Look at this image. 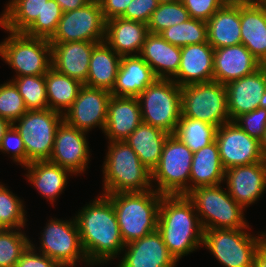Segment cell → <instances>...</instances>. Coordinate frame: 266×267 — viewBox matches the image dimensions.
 <instances>
[{"mask_svg": "<svg viewBox=\"0 0 266 267\" xmlns=\"http://www.w3.org/2000/svg\"><path fill=\"white\" fill-rule=\"evenodd\" d=\"M100 195L75 215L81 245L90 265L114 260L125 246L112 202Z\"/></svg>", "mask_w": 266, "mask_h": 267, "instance_id": "cell-1", "label": "cell"}, {"mask_svg": "<svg viewBox=\"0 0 266 267\" xmlns=\"http://www.w3.org/2000/svg\"><path fill=\"white\" fill-rule=\"evenodd\" d=\"M157 230L177 262L203 244V228L186 195L162 196Z\"/></svg>", "mask_w": 266, "mask_h": 267, "instance_id": "cell-2", "label": "cell"}, {"mask_svg": "<svg viewBox=\"0 0 266 267\" xmlns=\"http://www.w3.org/2000/svg\"><path fill=\"white\" fill-rule=\"evenodd\" d=\"M105 196L112 202L125 244L157 230L163 194L151 189L144 192H121Z\"/></svg>", "mask_w": 266, "mask_h": 267, "instance_id": "cell-3", "label": "cell"}, {"mask_svg": "<svg viewBox=\"0 0 266 267\" xmlns=\"http://www.w3.org/2000/svg\"><path fill=\"white\" fill-rule=\"evenodd\" d=\"M103 166V195L153 189L152 172L125 141L108 142Z\"/></svg>", "mask_w": 266, "mask_h": 267, "instance_id": "cell-4", "label": "cell"}, {"mask_svg": "<svg viewBox=\"0 0 266 267\" xmlns=\"http://www.w3.org/2000/svg\"><path fill=\"white\" fill-rule=\"evenodd\" d=\"M220 185L200 186L186 194L203 230L246 228L245 210Z\"/></svg>", "mask_w": 266, "mask_h": 267, "instance_id": "cell-5", "label": "cell"}, {"mask_svg": "<svg viewBox=\"0 0 266 267\" xmlns=\"http://www.w3.org/2000/svg\"><path fill=\"white\" fill-rule=\"evenodd\" d=\"M142 122L173 134L181 110V87L172 79L157 78L138 96Z\"/></svg>", "mask_w": 266, "mask_h": 267, "instance_id": "cell-6", "label": "cell"}, {"mask_svg": "<svg viewBox=\"0 0 266 267\" xmlns=\"http://www.w3.org/2000/svg\"><path fill=\"white\" fill-rule=\"evenodd\" d=\"M7 32L10 35L0 43V57L14 69L15 77L45 75L52 67L49 39Z\"/></svg>", "mask_w": 266, "mask_h": 267, "instance_id": "cell-7", "label": "cell"}, {"mask_svg": "<svg viewBox=\"0 0 266 267\" xmlns=\"http://www.w3.org/2000/svg\"><path fill=\"white\" fill-rule=\"evenodd\" d=\"M243 229L203 230V246L223 267H253L254 255L263 243V233L253 236Z\"/></svg>", "mask_w": 266, "mask_h": 267, "instance_id": "cell-8", "label": "cell"}, {"mask_svg": "<svg viewBox=\"0 0 266 267\" xmlns=\"http://www.w3.org/2000/svg\"><path fill=\"white\" fill-rule=\"evenodd\" d=\"M181 117L207 122L217 128L230 122L225 85L217 81L181 87Z\"/></svg>", "mask_w": 266, "mask_h": 267, "instance_id": "cell-9", "label": "cell"}, {"mask_svg": "<svg viewBox=\"0 0 266 267\" xmlns=\"http://www.w3.org/2000/svg\"><path fill=\"white\" fill-rule=\"evenodd\" d=\"M193 152L173 134L165 140L157 167L152 171L154 189L163 195H186L189 192Z\"/></svg>", "mask_w": 266, "mask_h": 267, "instance_id": "cell-10", "label": "cell"}, {"mask_svg": "<svg viewBox=\"0 0 266 267\" xmlns=\"http://www.w3.org/2000/svg\"><path fill=\"white\" fill-rule=\"evenodd\" d=\"M62 121V114L48 108L28 110L12 123L24 142L26 166L33 161L49 160L56 131Z\"/></svg>", "mask_w": 266, "mask_h": 267, "instance_id": "cell-11", "label": "cell"}, {"mask_svg": "<svg viewBox=\"0 0 266 267\" xmlns=\"http://www.w3.org/2000/svg\"><path fill=\"white\" fill-rule=\"evenodd\" d=\"M48 222L41 233L39 253L57 261L62 267H76V262L80 260L89 265L81 245L75 218L73 217V220L51 218Z\"/></svg>", "mask_w": 266, "mask_h": 267, "instance_id": "cell-12", "label": "cell"}, {"mask_svg": "<svg viewBox=\"0 0 266 267\" xmlns=\"http://www.w3.org/2000/svg\"><path fill=\"white\" fill-rule=\"evenodd\" d=\"M106 20L98 0H91L84 7L64 12L49 42H103Z\"/></svg>", "mask_w": 266, "mask_h": 267, "instance_id": "cell-13", "label": "cell"}, {"mask_svg": "<svg viewBox=\"0 0 266 267\" xmlns=\"http://www.w3.org/2000/svg\"><path fill=\"white\" fill-rule=\"evenodd\" d=\"M216 143L225 170L265 160L260 141L249 136L234 121L217 128Z\"/></svg>", "mask_w": 266, "mask_h": 267, "instance_id": "cell-14", "label": "cell"}, {"mask_svg": "<svg viewBox=\"0 0 266 267\" xmlns=\"http://www.w3.org/2000/svg\"><path fill=\"white\" fill-rule=\"evenodd\" d=\"M111 92L83 85L71 107L63 114V120L86 133L99 126L104 131Z\"/></svg>", "mask_w": 266, "mask_h": 267, "instance_id": "cell-15", "label": "cell"}, {"mask_svg": "<svg viewBox=\"0 0 266 267\" xmlns=\"http://www.w3.org/2000/svg\"><path fill=\"white\" fill-rule=\"evenodd\" d=\"M86 134L63 120L57 128L48 161L70 170L74 175L84 172L90 159Z\"/></svg>", "mask_w": 266, "mask_h": 267, "instance_id": "cell-16", "label": "cell"}, {"mask_svg": "<svg viewBox=\"0 0 266 267\" xmlns=\"http://www.w3.org/2000/svg\"><path fill=\"white\" fill-rule=\"evenodd\" d=\"M230 120L266 105V65L225 85Z\"/></svg>", "mask_w": 266, "mask_h": 267, "instance_id": "cell-17", "label": "cell"}, {"mask_svg": "<svg viewBox=\"0 0 266 267\" xmlns=\"http://www.w3.org/2000/svg\"><path fill=\"white\" fill-rule=\"evenodd\" d=\"M229 195L245 210L266 190V160L225 170Z\"/></svg>", "mask_w": 266, "mask_h": 267, "instance_id": "cell-18", "label": "cell"}, {"mask_svg": "<svg viewBox=\"0 0 266 267\" xmlns=\"http://www.w3.org/2000/svg\"><path fill=\"white\" fill-rule=\"evenodd\" d=\"M117 267H175L177 261L169 253L158 230L125 244Z\"/></svg>", "mask_w": 266, "mask_h": 267, "instance_id": "cell-19", "label": "cell"}, {"mask_svg": "<svg viewBox=\"0 0 266 267\" xmlns=\"http://www.w3.org/2000/svg\"><path fill=\"white\" fill-rule=\"evenodd\" d=\"M214 48L208 43L181 47V63L172 80L180 87L213 81Z\"/></svg>", "mask_w": 266, "mask_h": 267, "instance_id": "cell-20", "label": "cell"}, {"mask_svg": "<svg viewBox=\"0 0 266 267\" xmlns=\"http://www.w3.org/2000/svg\"><path fill=\"white\" fill-rule=\"evenodd\" d=\"M213 80L223 85L252 74L262 64L243 45L214 49Z\"/></svg>", "mask_w": 266, "mask_h": 267, "instance_id": "cell-21", "label": "cell"}, {"mask_svg": "<svg viewBox=\"0 0 266 267\" xmlns=\"http://www.w3.org/2000/svg\"><path fill=\"white\" fill-rule=\"evenodd\" d=\"M52 68L84 84L89 72L93 48L100 42H50Z\"/></svg>", "mask_w": 266, "mask_h": 267, "instance_id": "cell-22", "label": "cell"}, {"mask_svg": "<svg viewBox=\"0 0 266 267\" xmlns=\"http://www.w3.org/2000/svg\"><path fill=\"white\" fill-rule=\"evenodd\" d=\"M141 123L142 115L137 97L111 96L103 131L109 142L124 141Z\"/></svg>", "mask_w": 266, "mask_h": 267, "instance_id": "cell-23", "label": "cell"}, {"mask_svg": "<svg viewBox=\"0 0 266 267\" xmlns=\"http://www.w3.org/2000/svg\"><path fill=\"white\" fill-rule=\"evenodd\" d=\"M148 34L147 24L115 17L106 21L104 41L121 57L137 56Z\"/></svg>", "mask_w": 266, "mask_h": 267, "instance_id": "cell-24", "label": "cell"}, {"mask_svg": "<svg viewBox=\"0 0 266 267\" xmlns=\"http://www.w3.org/2000/svg\"><path fill=\"white\" fill-rule=\"evenodd\" d=\"M152 68L155 76L172 79L181 63V47L172 45L160 34L149 33L139 54Z\"/></svg>", "mask_w": 266, "mask_h": 267, "instance_id": "cell-25", "label": "cell"}, {"mask_svg": "<svg viewBox=\"0 0 266 267\" xmlns=\"http://www.w3.org/2000/svg\"><path fill=\"white\" fill-rule=\"evenodd\" d=\"M156 79L152 68L140 55L123 56L111 95L137 97Z\"/></svg>", "mask_w": 266, "mask_h": 267, "instance_id": "cell-26", "label": "cell"}, {"mask_svg": "<svg viewBox=\"0 0 266 267\" xmlns=\"http://www.w3.org/2000/svg\"><path fill=\"white\" fill-rule=\"evenodd\" d=\"M241 44L266 65V9L259 3L240 6Z\"/></svg>", "mask_w": 266, "mask_h": 267, "instance_id": "cell-27", "label": "cell"}, {"mask_svg": "<svg viewBox=\"0 0 266 267\" xmlns=\"http://www.w3.org/2000/svg\"><path fill=\"white\" fill-rule=\"evenodd\" d=\"M121 58L105 41L98 43L93 48L87 80L83 85L111 92Z\"/></svg>", "mask_w": 266, "mask_h": 267, "instance_id": "cell-28", "label": "cell"}, {"mask_svg": "<svg viewBox=\"0 0 266 267\" xmlns=\"http://www.w3.org/2000/svg\"><path fill=\"white\" fill-rule=\"evenodd\" d=\"M206 23L214 49L241 44L240 6L223 5Z\"/></svg>", "mask_w": 266, "mask_h": 267, "instance_id": "cell-29", "label": "cell"}, {"mask_svg": "<svg viewBox=\"0 0 266 267\" xmlns=\"http://www.w3.org/2000/svg\"><path fill=\"white\" fill-rule=\"evenodd\" d=\"M26 169L27 180L52 204L65 189L69 179L67 177L73 174L70 170L48 160L33 161L26 166Z\"/></svg>", "mask_w": 266, "mask_h": 267, "instance_id": "cell-30", "label": "cell"}, {"mask_svg": "<svg viewBox=\"0 0 266 267\" xmlns=\"http://www.w3.org/2000/svg\"><path fill=\"white\" fill-rule=\"evenodd\" d=\"M225 169L216 140L193 153L189 191L200 186H215L224 181Z\"/></svg>", "mask_w": 266, "mask_h": 267, "instance_id": "cell-31", "label": "cell"}, {"mask_svg": "<svg viewBox=\"0 0 266 267\" xmlns=\"http://www.w3.org/2000/svg\"><path fill=\"white\" fill-rule=\"evenodd\" d=\"M168 136L169 133L142 122L124 141L136 152L141 163L152 172L160 161Z\"/></svg>", "mask_w": 266, "mask_h": 267, "instance_id": "cell-32", "label": "cell"}, {"mask_svg": "<svg viewBox=\"0 0 266 267\" xmlns=\"http://www.w3.org/2000/svg\"><path fill=\"white\" fill-rule=\"evenodd\" d=\"M45 83L48 108L62 115L71 107L83 86L79 80L66 76L52 67L45 74Z\"/></svg>", "mask_w": 266, "mask_h": 267, "instance_id": "cell-33", "label": "cell"}, {"mask_svg": "<svg viewBox=\"0 0 266 267\" xmlns=\"http://www.w3.org/2000/svg\"><path fill=\"white\" fill-rule=\"evenodd\" d=\"M0 16V26L6 31L23 33L38 17L48 0H9Z\"/></svg>", "mask_w": 266, "mask_h": 267, "instance_id": "cell-34", "label": "cell"}, {"mask_svg": "<svg viewBox=\"0 0 266 267\" xmlns=\"http://www.w3.org/2000/svg\"><path fill=\"white\" fill-rule=\"evenodd\" d=\"M217 127L189 117H180L173 135L193 153L216 140Z\"/></svg>", "mask_w": 266, "mask_h": 267, "instance_id": "cell-35", "label": "cell"}, {"mask_svg": "<svg viewBox=\"0 0 266 267\" xmlns=\"http://www.w3.org/2000/svg\"><path fill=\"white\" fill-rule=\"evenodd\" d=\"M160 35L170 44L179 47L208 42L207 23L194 18L167 28Z\"/></svg>", "mask_w": 266, "mask_h": 267, "instance_id": "cell-36", "label": "cell"}, {"mask_svg": "<svg viewBox=\"0 0 266 267\" xmlns=\"http://www.w3.org/2000/svg\"><path fill=\"white\" fill-rule=\"evenodd\" d=\"M11 81L18 88L28 110L48 109L45 75L14 77Z\"/></svg>", "mask_w": 266, "mask_h": 267, "instance_id": "cell-37", "label": "cell"}, {"mask_svg": "<svg viewBox=\"0 0 266 267\" xmlns=\"http://www.w3.org/2000/svg\"><path fill=\"white\" fill-rule=\"evenodd\" d=\"M189 19V13L181 0L172 3H160L147 23L148 31L151 34H160L165 29L179 25Z\"/></svg>", "mask_w": 266, "mask_h": 267, "instance_id": "cell-38", "label": "cell"}, {"mask_svg": "<svg viewBox=\"0 0 266 267\" xmlns=\"http://www.w3.org/2000/svg\"><path fill=\"white\" fill-rule=\"evenodd\" d=\"M27 237L19 229H4L0 232V267H16L32 242Z\"/></svg>", "mask_w": 266, "mask_h": 267, "instance_id": "cell-39", "label": "cell"}, {"mask_svg": "<svg viewBox=\"0 0 266 267\" xmlns=\"http://www.w3.org/2000/svg\"><path fill=\"white\" fill-rule=\"evenodd\" d=\"M22 202L0 182V222L6 229L21 230L25 227L27 218Z\"/></svg>", "mask_w": 266, "mask_h": 267, "instance_id": "cell-40", "label": "cell"}, {"mask_svg": "<svg viewBox=\"0 0 266 267\" xmlns=\"http://www.w3.org/2000/svg\"><path fill=\"white\" fill-rule=\"evenodd\" d=\"M62 10L55 0L44 4L41 17H38L24 32L26 36L50 39L62 17Z\"/></svg>", "mask_w": 266, "mask_h": 267, "instance_id": "cell-41", "label": "cell"}, {"mask_svg": "<svg viewBox=\"0 0 266 267\" xmlns=\"http://www.w3.org/2000/svg\"><path fill=\"white\" fill-rule=\"evenodd\" d=\"M28 109L25 106L23 97L19 94L18 88L10 80L0 85V117L9 120L11 123L24 115Z\"/></svg>", "mask_w": 266, "mask_h": 267, "instance_id": "cell-42", "label": "cell"}, {"mask_svg": "<svg viewBox=\"0 0 266 267\" xmlns=\"http://www.w3.org/2000/svg\"><path fill=\"white\" fill-rule=\"evenodd\" d=\"M234 122L249 136L260 141L266 130V105L238 116Z\"/></svg>", "mask_w": 266, "mask_h": 267, "instance_id": "cell-43", "label": "cell"}, {"mask_svg": "<svg viewBox=\"0 0 266 267\" xmlns=\"http://www.w3.org/2000/svg\"><path fill=\"white\" fill-rule=\"evenodd\" d=\"M0 151L6 154L11 153L12 160L19 163L20 166L26 167V149L21 135L17 129L11 125L5 132L1 143Z\"/></svg>", "mask_w": 266, "mask_h": 267, "instance_id": "cell-44", "label": "cell"}, {"mask_svg": "<svg viewBox=\"0 0 266 267\" xmlns=\"http://www.w3.org/2000/svg\"><path fill=\"white\" fill-rule=\"evenodd\" d=\"M190 18L207 22L223 5V0H181Z\"/></svg>", "mask_w": 266, "mask_h": 267, "instance_id": "cell-45", "label": "cell"}, {"mask_svg": "<svg viewBox=\"0 0 266 267\" xmlns=\"http://www.w3.org/2000/svg\"><path fill=\"white\" fill-rule=\"evenodd\" d=\"M158 4L157 0H133L120 17L147 24Z\"/></svg>", "mask_w": 266, "mask_h": 267, "instance_id": "cell-46", "label": "cell"}, {"mask_svg": "<svg viewBox=\"0 0 266 267\" xmlns=\"http://www.w3.org/2000/svg\"><path fill=\"white\" fill-rule=\"evenodd\" d=\"M16 267H62L57 261L48 256L37 253L35 244L30 243V246L22 254Z\"/></svg>", "mask_w": 266, "mask_h": 267, "instance_id": "cell-47", "label": "cell"}, {"mask_svg": "<svg viewBox=\"0 0 266 267\" xmlns=\"http://www.w3.org/2000/svg\"><path fill=\"white\" fill-rule=\"evenodd\" d=\"M101 5L104 19L120 17L133 0H98Z\"/></svg>", "mask_w": 266, "mask_h": 267, "instance_id": "cell-48", "label": "cell"}, {"mask_svg": "<svg viewBox=\"0 0 266 267\" xmlns=\"http://www.w3.org/2000/svg\"><path fill=\"white\" fill-rule=\"evenodd\" d=\"M55 1L59 4L62 12L64 13L82 8L86 4H88L91 0H55Z\"/></svg>", "mask_w": 266, "mask_h": 267, "instance_id": "cell-49", "label": "cell"}, {"mask_svg": "<svg viewBox=\"0 0 266 267\" xmlns=\"http://www.w3.org/2000/svg\"><path fill=\"white\" fill-rule=\"evenodd\" d=\"M253 267H266V245L264 243L261 244L254 255Z\"/></svg>", "mask_w": 266, "mask_h": 267, "instance_id": "cell-50", "label": "cell"}, {"mask_svg": "<svg viewBox=\"0 0 266 267\" xmlns=\"http://www.w3.org/2000/svg\"><path fill=\"white\" fill-rule=\"evenodd\" d=\"M224 5L246 6L261 3V0H223Z\"/></svg>", "mask_w": 266, "mask_h": 267, "instance_id": "cell-51", "label": "cell"}, {"mask_svg": "<svg viewBox=\"0 0 266 267\" xmlns=\"http://www.w3.org/2000/svg\"><path fill=\"white\" fill-rule=\"evenodd\" d=\"M12 125V123L3 118V117H0V143H1V140L5 134V132L8 130V128Z\"/></svg>", "mask_w": 266, "mask_h": 267, "instance_id": "cell-52", "label": "cell"}, {"mask_svg": "<svg viewBox=\"0 0 266 267\" xmlns=\"http://www.w3.org/2000/svg\"><path fill=\"white\" fill-rule=\"evenodd\" d=\"M260 148H261L262 155L264 159L266 160V130L263 134L262 139L260 140Z\"/></svg>", "mask_w": 266, "mask_h": 267, "instance_id": "cell-53", "label": "cell"}, {"mask_svg": "<svg viewBox=\"0 0 266 267\" xmlns=\"http://www.w3.org/2000/svg\"><path fill=\"white\" fill-rule=\"evenodd\" d=\"M158 3H172V2H177V1H180V0H157Z\"/></svg>", "mask_w": 266, "mask_h": 267, "instance_id": "cell-54", "label": "cell"}, {"mask_svg": "<svg viewBox=\"0 0 266 267\" xmlns=\"http://www.w3.org/2000/svg\"><path fill=\"white\" fill-rule=\"evenodd\" d=\"M263 243L266 245V233H263Z\"/></svg>", "mask_w": 266, "mask_h": 267, "instance_id": "cell-55", "label": "cell"}, {"mask_svg": "<svg viewBox=\"0 0 266 267\" xmlns=\"http://www.w3.org/2000/svg\"><path fill=\"white\" fill-rule=\"evenodd\" d=\"M261 4L264 6V8L266 9V0H261Z\"/></svg>", "mask_w": 266, "mask_h": 267, "instance_id": "cell-56", "label": "cell"}, {"mask_svg": "<svg viewBox=\"0 0 266 267\" xmlns=\"http://www.w3.org/2000/svg\"><path fill=\"white\" fill-rule=\"evenodd\" d=\"M4 229H6L0 222V232L3 231Z\"/></svg>", "mask_w": 266, "mask_h": 267, "instance_id": "cell-57", "label": "cell"}]
</instances>
